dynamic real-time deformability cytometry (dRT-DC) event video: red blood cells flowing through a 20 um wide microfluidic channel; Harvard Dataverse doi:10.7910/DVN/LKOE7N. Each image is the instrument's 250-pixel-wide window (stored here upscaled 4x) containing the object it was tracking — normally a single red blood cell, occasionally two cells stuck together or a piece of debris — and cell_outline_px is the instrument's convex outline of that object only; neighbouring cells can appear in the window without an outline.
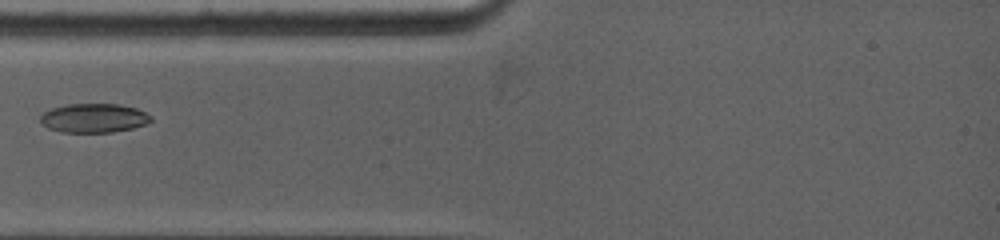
{"species": "common noctule bat (a hibernating species)", "species_latin": "Nyctalus noctula", "temperature_condition": "warm", "stored_images_in_passage": 3, "camera_frame_rate_fps": 5000, "um_per_image_px": 0.085, "animal": {"sex": "female", "body_mass_g": 19.0, "forearm_length_mm": 53.3}, "frame": {"image": 1, "passage_image": 3, "time_ms": 2.4, "image_size_px": [1000, 240], "cell_outline_px": [[152, 120], [144, 124], [132, 128], [112, 132], [60, 132], [48, 128], [40, 124], [40, 116], [44, 112], [52, 108], [68, 104], [120, 104], [136, 108], [152, 116]], "centroid_in_image_um": [7.95, 10.03], "position_along_channel_um": 77.1, "area_um2": 18.73}}